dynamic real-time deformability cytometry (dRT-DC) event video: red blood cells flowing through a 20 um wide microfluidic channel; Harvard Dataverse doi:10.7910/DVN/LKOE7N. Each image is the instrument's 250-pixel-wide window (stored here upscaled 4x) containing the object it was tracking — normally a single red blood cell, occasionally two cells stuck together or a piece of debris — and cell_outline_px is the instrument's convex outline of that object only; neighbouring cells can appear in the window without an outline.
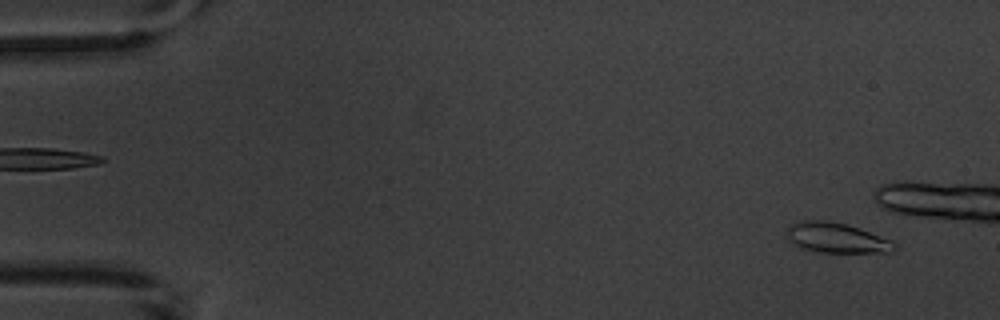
{"species": "common noctule bat (a hibernating species)", "species_latin": "Nyctalus noctula", "temperature_condition": "warm", "stored_images_in_passage": 5, "camera_frame_rate_fps": 3000, "um_per_image_px": 0.085, "animal": {"sex": "male", "body_mass_g": 20.1, "forearm_length_mm": 53.5}, "frame": {"image": 1, "passage_image": 1, "time_ms": 0.0, "image_size_px": [1000, 320], "cell_outline_px": [[896, 248], [892, 252], [820, 252], [800, 248], [788, 240], [784, 236], [788, 228], [796, 220], [828, 220], [860, 228], [892, 240], [896, 244]], "centroid_in_image_um": [71.06, 20.21], "position_along_channel_um": 13.9, "area_um2": 19.07}}